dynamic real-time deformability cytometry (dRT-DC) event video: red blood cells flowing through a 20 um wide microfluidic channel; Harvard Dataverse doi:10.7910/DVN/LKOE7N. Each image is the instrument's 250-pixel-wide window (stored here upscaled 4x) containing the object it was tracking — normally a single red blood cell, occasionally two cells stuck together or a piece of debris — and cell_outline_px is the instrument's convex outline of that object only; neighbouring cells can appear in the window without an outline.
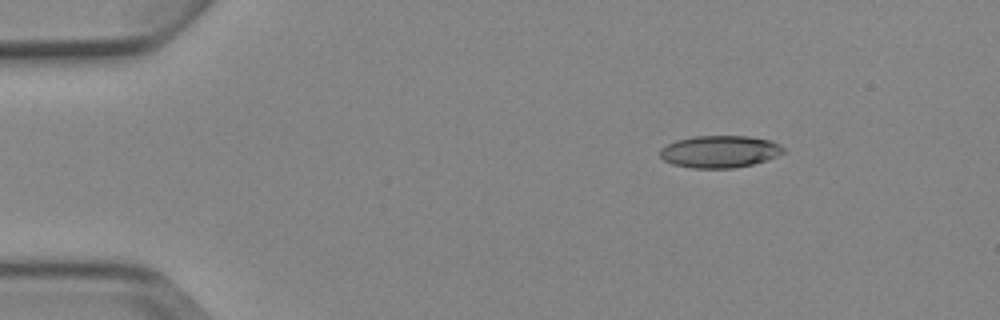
{"species": "Egyptian fruit bat (a non-hibernating species)", "species_latin": "Rousettus aegyptiacus", "temperature_condition": "cold", "stored_images_in_passage": 6, "camera_frame_rate_fps": 3000, "um_per_image_px": 0.085, "animal": {"sex": "female"}, "frame": {"image": 1, "passage_image": 2, "time_ms": 1.333, "image_size_px": [1000, 320], "cell_outline_px": [[784, 152], [776, 156], [752, 164], [732, 168], [692, 168], [672, 164], [664, 160], [660, 156], [660, 148], [676, 140], [696, 136], [748, 136], [772, 140], [784, 148]], "centroid_in_image_um": [61.16, 12.88], "position_along_channel_um": 23.8, "area_um2": 23.0}}
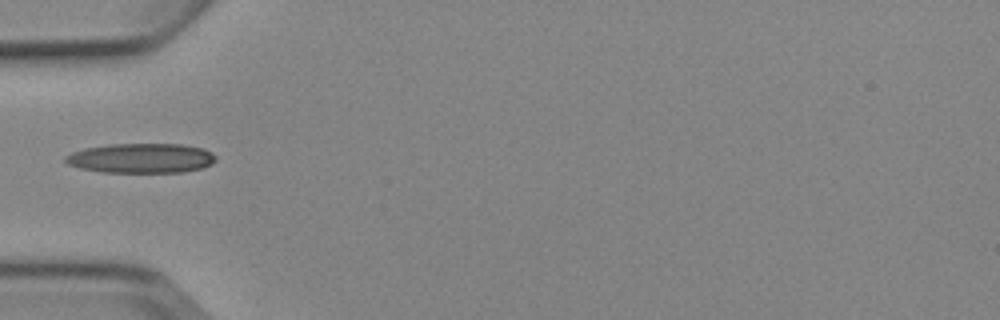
{"frame": {"image": 2, "passage_image": 5, "time_ms": 4.667, "image_size_px": [1000, 320], "cell_outline_px": [[216, 160], [212, 164], [200, 168], [184, 172], [104, 172], [80, 168], [68, 164], [64, 160], [64, 156], [72, 152], [84, 148], [108, 144], [180, 144], [204, 148], [212, 152], [216, 156]], "centroid_in_image_um": [12.0, 13.44], "position_along_channel_um": 73.0, "area_um2": 26.13}}
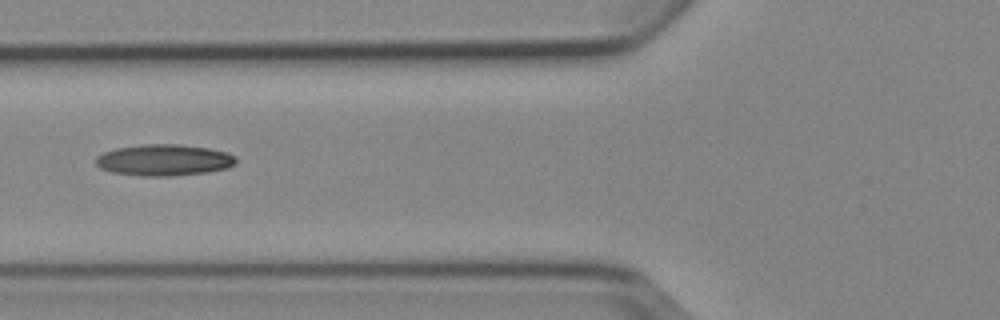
{"frame": {"image": 3, "passage_image": 6, "time_ms": 5.667, "image_size_px": [1000, 320], "cell_outline_px": [[236, 164], [228, 168], [208, 172], [172, 176], [144, 176], [112, 172], [100, 168], [96, 164], [96, 156], [104, 152], [116, 148], [144, 144], [180, 144], [208, 148], [228, 152], [236, 156]], "centroid_in_image_um": [13.97, 13.6], "position_along_channel_um": 111.8, "area_um2": 25.78}}